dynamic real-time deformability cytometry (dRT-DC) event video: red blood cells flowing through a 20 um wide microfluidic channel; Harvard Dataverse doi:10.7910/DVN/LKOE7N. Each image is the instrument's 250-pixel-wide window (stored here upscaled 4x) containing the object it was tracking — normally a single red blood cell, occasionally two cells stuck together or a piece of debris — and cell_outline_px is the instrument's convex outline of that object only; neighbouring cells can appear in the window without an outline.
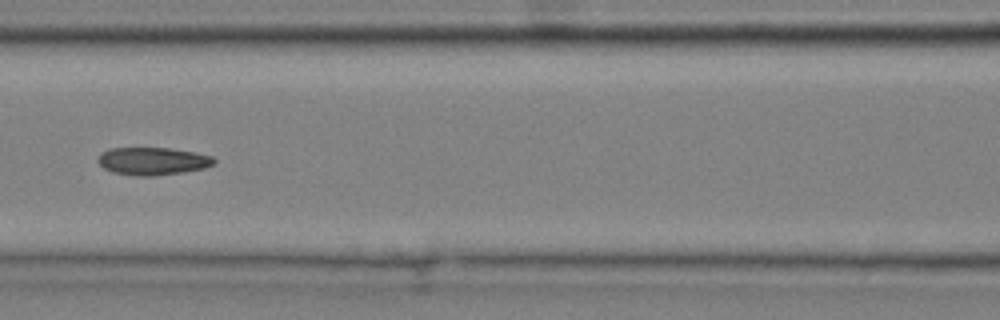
{"species": "common noctule bat (a hibernating species)", "species_latin": "Nyctalus noctula", "temperature_condition": "cold", "stored_images_in_passage": 7, "camera_frame_rate_fps": 3000, "um_per_image_px": 0.085, "animal": {"sex": "male", "body_mass_g": 20.4}, "frame": {"image": 1, "passage_image": 6, "time_ms": 1.667, "image_size_px": [1000, 320], "cell_outline_px": [[216, 164], [204, 168], [184, 172], [152, 176], [136, 176], [112, 172], [104, 168], [96, 160], [100, 152], [108, 148], [168, 148], [196, 152], [212, 156], [216, 160]], "centroid_in_image_um": [12.97, 13.69], "position_along_channel_um": 153.6, "area_um2": 18.96}}